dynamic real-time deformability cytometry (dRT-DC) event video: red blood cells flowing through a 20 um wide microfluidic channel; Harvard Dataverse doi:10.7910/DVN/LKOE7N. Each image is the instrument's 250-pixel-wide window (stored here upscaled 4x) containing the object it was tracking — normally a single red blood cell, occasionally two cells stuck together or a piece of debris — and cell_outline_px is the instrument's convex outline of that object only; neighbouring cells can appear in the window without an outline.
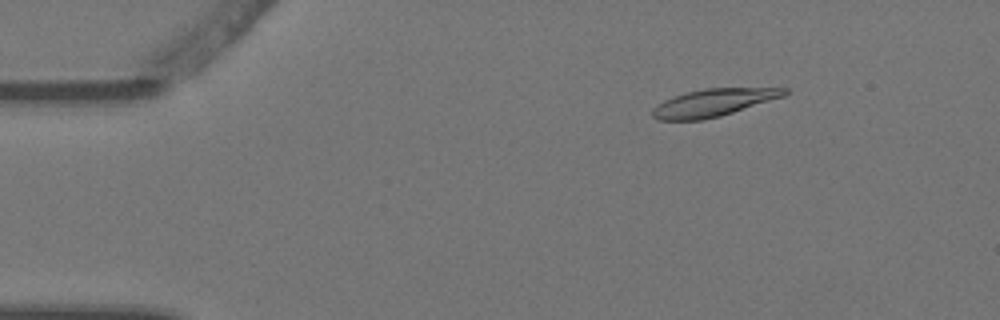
{"species": "Egyptian fruit bat (a non-hibernating species)", "species_latin": "Rousettus aegyptiacus", "temperature_condition": "warm", "stored_images_in_passage": 4, "camera_frame_rate_fps": 3000, "um_per_image_px": 0.085, "animal": {"sex": "female"}, "frame": {"image": 1, "passage_image": 3, "time_ms": 0.667, "image_size_px": [1000, 320], "cell_outline_px": [[788, 92], [784, 96], [720, 116], [704, 120], [656, 120], [652, 116], [652, 108], [664, 100], [684, 92], [704, 88], [788, 88]], "centroid_in_image_um": [60.59, 8.73], "position_along_channel_um": 24.4, "area_um2": 21.1}}
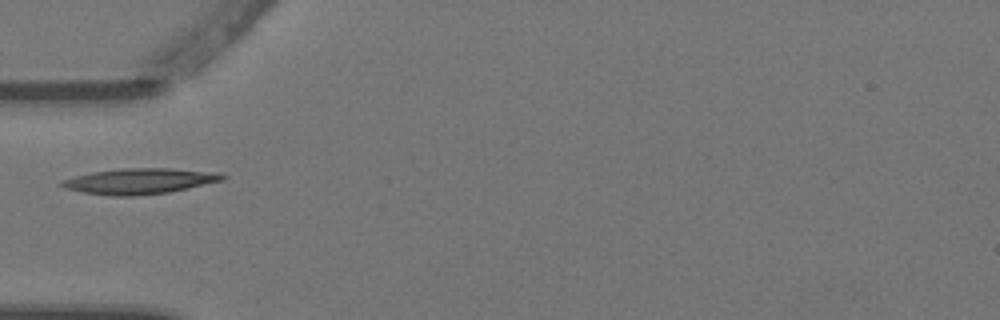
{"frame": {"image": 2, "passage_image": 4, "time_ms": 1.0, "image_size_px": [1000, 320], "cell_outline_px": [[228, 176], [224, 180], [168, 192], [132, 196], [112, 196], [80, 192], [64, 188], [60, 184], [60, 180], [92, 172], [124, 168], [172, 168], [224, 172]], "centroid_in_image_um": [11.91, 15.39], "position_along_channel_um": 73.1, "area_um2": 24.22}}